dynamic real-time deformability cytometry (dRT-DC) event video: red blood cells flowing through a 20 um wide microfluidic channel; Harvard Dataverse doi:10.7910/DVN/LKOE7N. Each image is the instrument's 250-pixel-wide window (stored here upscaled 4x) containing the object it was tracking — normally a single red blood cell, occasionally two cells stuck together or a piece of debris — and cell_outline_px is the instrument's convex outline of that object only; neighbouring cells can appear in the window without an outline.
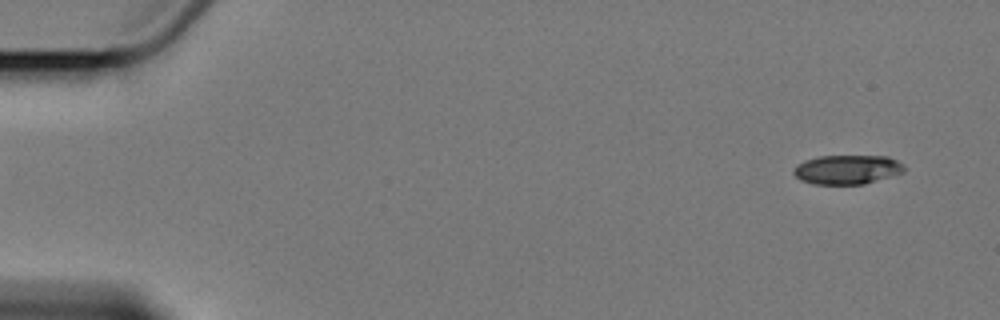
{"species": "Egyptian fruit bat (a non-hibernating species)", "species_latin": "Rousettus aegyptiacus", "temperature_condition": "cold", "stored_images_in_passage": 6, "segment_of_instrument_passage": [2, 2], "camera_frame_rate_fps": 3000, "um_per_image_px": 0.085, "animal": {"sex": "female"}, "frame": {"image": 1, "passage_image": 6, "time_ms": 7.333, "image_size_px": [1000, 320], "cell_outline_px": [[908, 168], [904, 172], [864, 184], [812, 184], [800, 180], [792, 172], [792, 168], [796, 164], [804, 160], [820, 156], [888, 156], [904, 164]], "centroid_in_image_um": [72.0, 14.41], "position_along_channel_um": 13.0, "area_um2": 19.07}}